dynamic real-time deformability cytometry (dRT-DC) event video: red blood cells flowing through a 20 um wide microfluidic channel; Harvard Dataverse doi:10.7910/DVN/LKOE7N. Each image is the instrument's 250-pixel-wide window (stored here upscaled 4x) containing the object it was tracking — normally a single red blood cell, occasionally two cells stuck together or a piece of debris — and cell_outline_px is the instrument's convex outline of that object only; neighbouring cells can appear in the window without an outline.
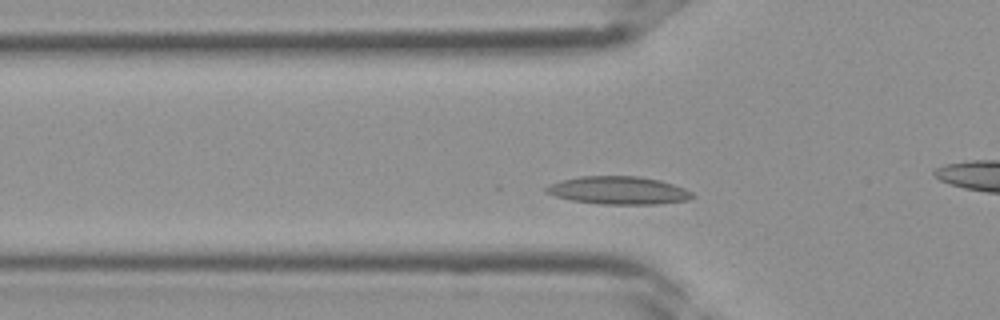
{"species": "Egyptian fruit bat (a non-hibernating species)", "species_latin": "Rousettus aegyptiacus", "temperature_condition": "room temperature", "stored_images_in_passage": 29, "camera_frame_rate_fps": 3000, "um_per_image_px": 0.085, "frame": {"image": 1, "passage_image": 9, "time_ms": 2.667, "image_size_px": [1000, 320], "cell_outline_px": [[696, 196], [688, 200], [656, 204], [600, 204], [572, 200], [556, 196], [544, 192], [544, 188], [548, 184], [560, 180], [580, 176], [640, 176], [660, 180], [684, 188], [692, 192]], "centroid_in_image_um": [52.55, 16.18], "position_along_channel_um": 73.3, "area_um2": 23.87}}
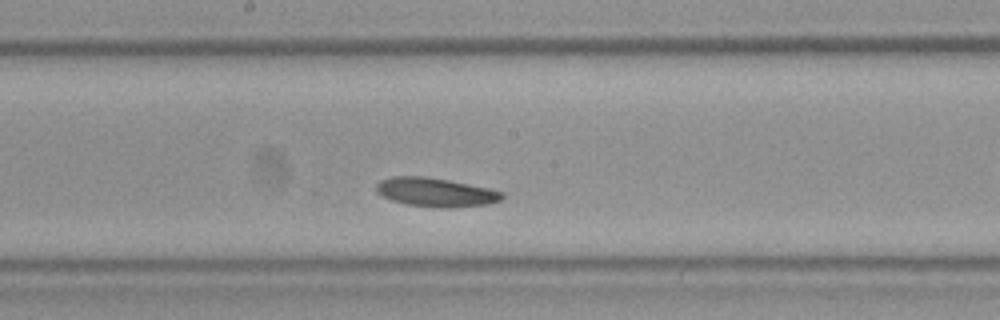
{"frame": {"image": 2, "passage_image": 17, "time_ms": 5.333, "image_size_px": [1000, 320], "cell_outline_px": [[504, 196], [500, 200], [488, 204], [456, 208], [436, 208], [408, 204], [392, 200], [380, 196], [376, 192], [376, 184], [380, 180], [392, 176], [424, 176], [448, 180], [488, 188], [504, 192]], "centroid_in_image_um": [37.01, 16.35], "position_along_channel_um": 211.2, "area_um2": 21.33}}
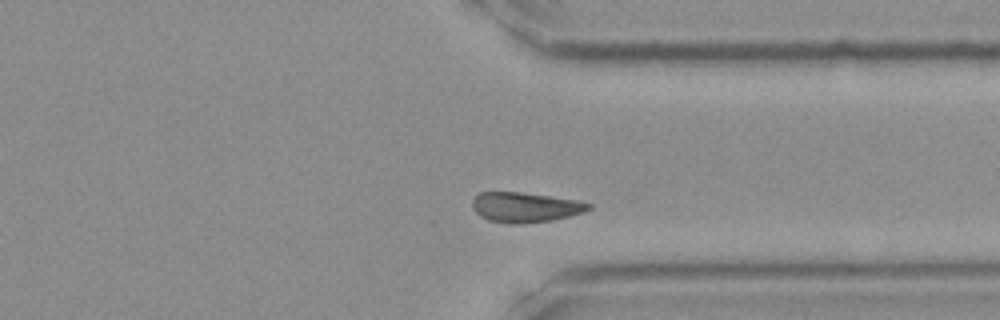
{"frame": {"image": 3, "passage_image": 26, "time_ms": 8.333, "image_size_px": [1000, 320], "cell_outline_px": [[592, 208], [584, 212], [572, 216], [552, 220], [516, 224], [508, 224], [488, 220], [480, 216], [472, 208], [472, 200], [480, 192], [520, 192], [576, 200], [592, 204]], "centroid_in_image_um": [44.64, 17.62], "position_along_channel_um": 366.8, "area_um2": 20.35}}